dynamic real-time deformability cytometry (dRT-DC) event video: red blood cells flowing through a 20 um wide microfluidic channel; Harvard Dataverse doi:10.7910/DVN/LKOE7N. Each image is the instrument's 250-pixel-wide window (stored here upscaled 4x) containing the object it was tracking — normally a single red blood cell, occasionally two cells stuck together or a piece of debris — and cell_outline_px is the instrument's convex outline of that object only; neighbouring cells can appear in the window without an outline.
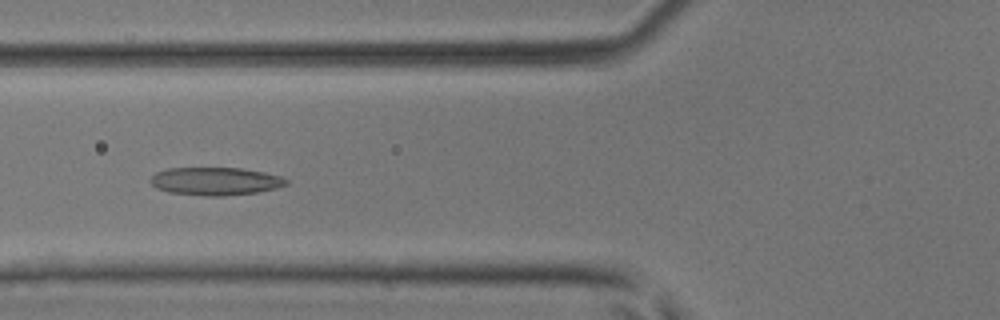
{"species": "common noctule bat (a hibernating species)", "species_latin": "Nyctalus noctula", "temperature_condition": "room temperature", "stored_images_in_passage": 48, "camera_frame_rate_fps": 3000, "um_per_image_px": 0.085, "animal": {"sex": "male", "body_mass_g": 17.9, "forearm_length_mm": 54.2}, "frame": {"image": 1, "passage_image": 19, "time_ms": 6.0, "image_size_px": [1000, 320], "cell_outline_px": [[288, 184], [276, 188], [256, 192], [224, 196], [208, 196], [168, 192], [156, 188], [148, 180], [156, 172], [168, 168], [240, 168], [264, 172], [280, 176], [288, 180]], "centroid_in_image_um": [18.29, 15.4], "position_along_channel_um": 107.5, "area_um2": 22.08}}
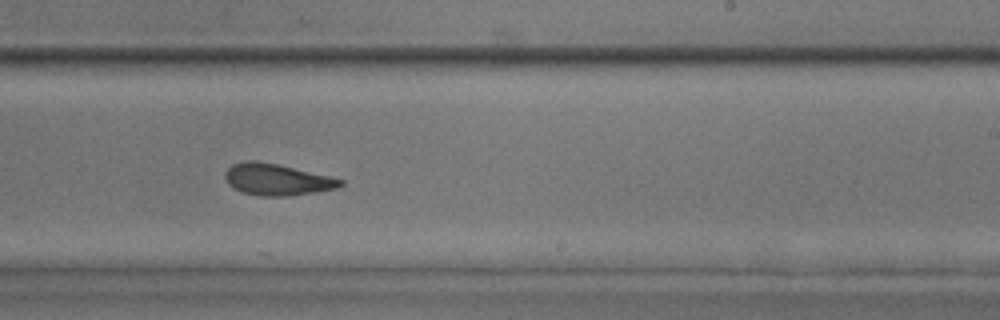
{"frame": {"image": 2, "passage_image": 30, "time_ms": 9.667, "image_size_px": [1000, 320], "cell_outline_px": [[344, 184], [336, 188], [288, 196], [260, 196], [240, 192], [232, 188], [228, 184], [224, 176], [224, 172], [232, 164], [244, 160], [256, 160], [276, 164], [332, 176], [344, 180]], "centroid_in_image_um": [23.5, 15.25], "position_along_channel_um": 265.5, "area_um2": 21.33}}
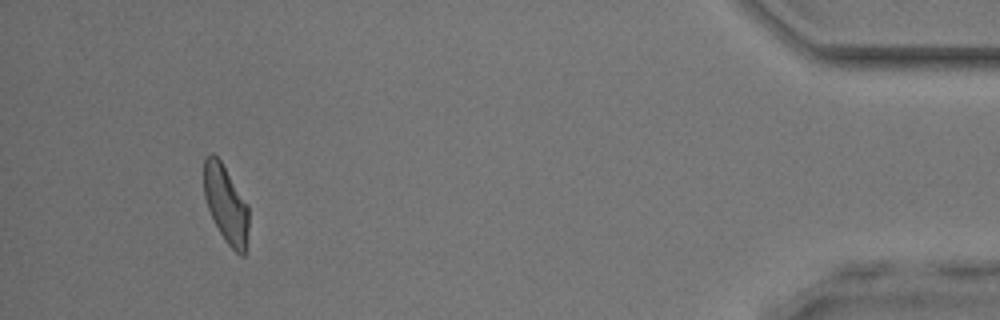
{"frame": {"image": 3, "passage_image": 45, "time_ms": 14.667, "image_size_px": [1000, 320], "cell_outline_px": [[248, 228], [244, 256], [240, 256], [224, 240], [208, 208], [204, 196], [204, 156], [208, 152], [212, 152], [220, 160], [248, 204]], "centroid_in_image_um": [19.19, 17.32], "position_along_channel_um": 416.0, "area_um2": 20.11}}